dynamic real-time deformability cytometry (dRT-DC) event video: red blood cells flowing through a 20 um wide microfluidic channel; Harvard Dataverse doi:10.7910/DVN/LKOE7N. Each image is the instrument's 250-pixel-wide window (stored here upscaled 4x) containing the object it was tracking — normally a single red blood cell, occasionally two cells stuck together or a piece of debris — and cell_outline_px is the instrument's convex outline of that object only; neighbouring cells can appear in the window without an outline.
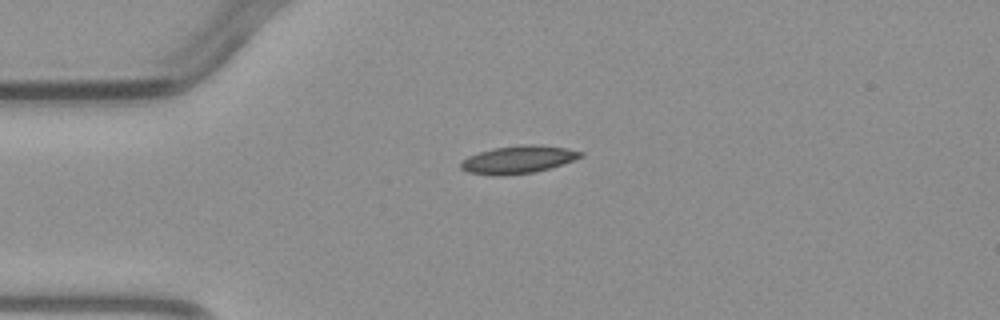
{"species": "common noctule bat (a hibernating species)", "species_latin": "Nyctalus noctula", "temperature_condition": "warm", "stored_images_in_passage": 3, "camera_frame_rate_fps": 3000, "um_per_image_px": 0.085, "animal": {"sex": "male", "body_mass_g": 23.1, "forearm_length_mm": 52.7}, "frame": {"image": 1, "passage_image": 1, "time_ms": 0.0, "image_size_px": [1000, 320], "cell_outline_px": [[584, 156], [548, 168], [532, 172], [468, 172], [460, 168], [460, 164], [468, 156], [480, 152], [496, 148], [524, 144], [532, 144], [568, 148], [584, 152]], "centroid_in_image_um": [44.13, 13.49], "position_along_channel_um": 40.9, "area_um2": 18.03}}
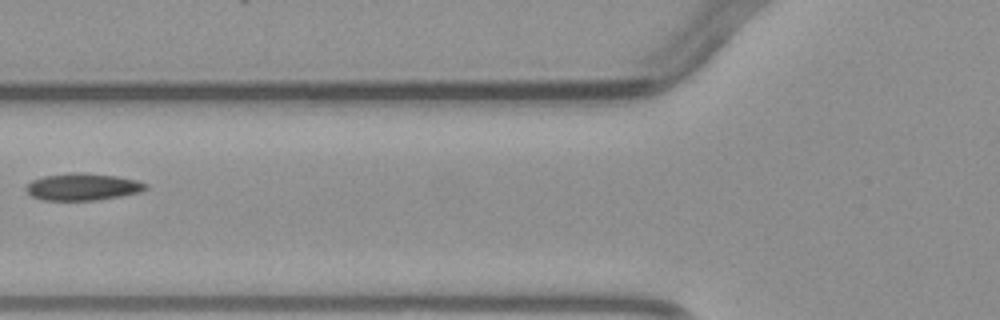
{"frame": {"image": 2, "passage_image": 3, "time_ms": 2.333, "image_size_px": [1000, 320], "cell_outline_px": [[148, 188], [140, 192], [120, 196], [96, 200], [44, 200], [32, 196], [24, 188], [32, 180], [44, 176], [72, 172], [84, 172], [116, 176], [136, 180], [148, 184]], "centroid_in_image_um": [7.04, 15.87], "position_along_channel_um": 118.8, "area_um2": 18.84}}